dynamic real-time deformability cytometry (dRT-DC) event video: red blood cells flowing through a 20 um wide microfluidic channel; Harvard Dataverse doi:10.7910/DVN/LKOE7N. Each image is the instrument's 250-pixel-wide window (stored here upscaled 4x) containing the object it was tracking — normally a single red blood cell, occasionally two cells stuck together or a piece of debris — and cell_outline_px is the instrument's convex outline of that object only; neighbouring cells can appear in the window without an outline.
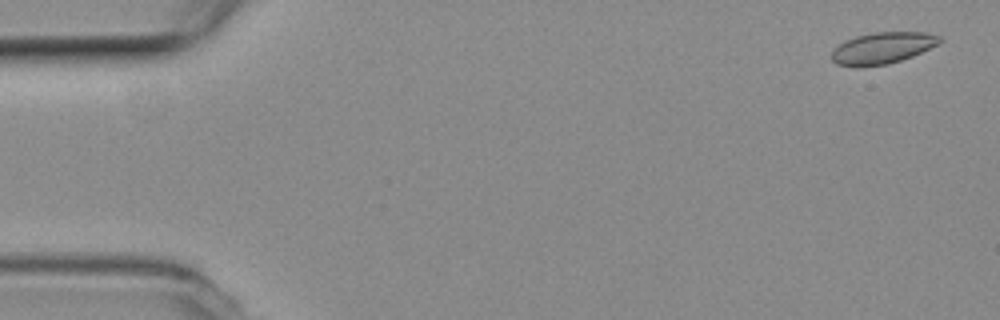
{"species": "common noctule bat (a hibernating species)", "species_latin": "Nyctalus noctula", "temperature_condition": "room temperature", "stored_images_in_passage": 54, "camera_frame_rate_fps": 3000, "um_per_image_px": 0.085, "animal": {"sex": "female", "body_mass_g": 19.3, "forearm_length_mm": 54.1}, "frame": {"image": 1, "passage_image": 2, "time_ms": 0.333, "image_size_px": [1000, 320], "cell_outline_px": [[940, 40], [936, 44], [912, 56], [888, 64], [860, 68], [856, 68], [836, 64], [832, 60], [832, 52], [844, 40], [856, 36], [876, 32], [924, 32], [940, 36]], "centroid_in_image_um": [74.94, 4.1], "position_along_channel_um": 10.1, "area_um2": 19.71}}
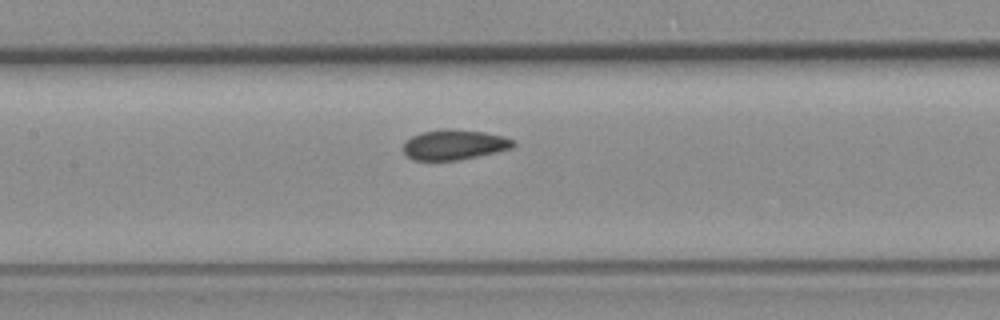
{"frame": {"image": 2, "passage_image": 25, "time_ms": 8.0, "image_size_px": [1000, 320], "cell_outline_px": [[516, 144], [512, 148], [496, 152], [460, 160], [412, 160], [404, 152], [404, 144], [412, 136], [420, 132], [444, 128], [484, 132], [504, 136], [516, 140]], "centroid_in_image_um": [38.65, 12.29], "position_along_channel_um": 168.8, "area_um2": 19.36}}
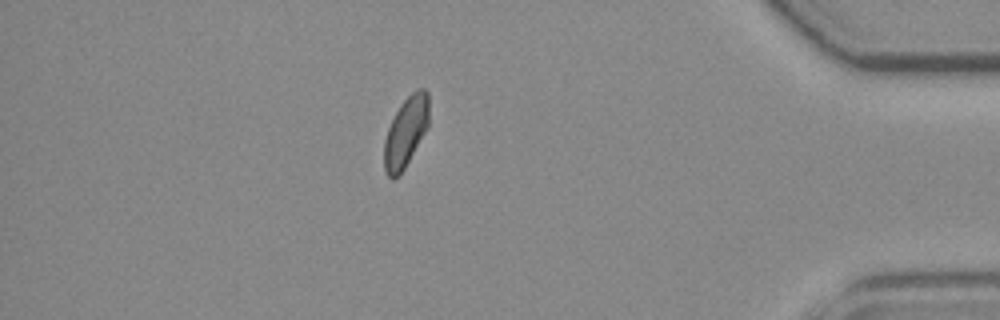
{"frame": {"image": 3, "passage_image": 47, "time_ms": 15.333, "image_size_px": [1000, 320], "cell_outline_px": [[428, 128], [400, 176], [392, 180], [384, 172], [384, 140], [388, 128], [400, 104], [416, 88], [424, 88], [428, 92]], "centroid_in_image_um": [34.49, 11.25], "position_along_channel_um": 400.7, "area_um2": 18.5}, "authors_computed_cell_mechanics": {"area_um2": 19.3052, "velocity_mm_per_s": 3.768, "shape_relaxation_time_tau1_ms": 10.6591, "shape_relaxation_time_tau2_ms": 1.5561, "deformation_change_tau1": 0.1228, "deformation_change_tau2": 0.0547}}